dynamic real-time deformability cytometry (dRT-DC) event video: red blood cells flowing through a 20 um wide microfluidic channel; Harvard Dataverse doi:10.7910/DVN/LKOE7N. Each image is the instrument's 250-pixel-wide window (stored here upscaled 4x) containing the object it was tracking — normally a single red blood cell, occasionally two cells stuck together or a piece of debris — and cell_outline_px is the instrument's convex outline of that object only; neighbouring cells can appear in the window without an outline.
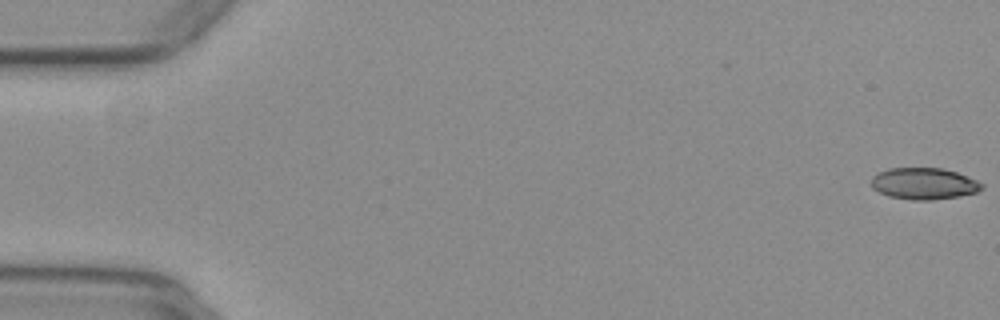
{"species": "common noctule bat (a hibernating species)", "species_latin": "Nyctalus noctula", "temperature_condition": "warm", "stored_images_in_passage": 53, "camera_frame_rate_fps": 3000, "um_per_image_px": 0.085, "animal": {"sex": "female", "body_mass_g": 29.2, "forearm_length_mm": 56.3}, "frame": {"image": 1, "passage_image": 1, "time_ms": 0.0, "image_size_px": [1000, 320], "cell_outline_px": [[984, 188], [976, 192], [960, 196], [932, 200], [912, 200], [888, 196], [872, 188], [872, 176], [876, 172], [888, 168], [944, 168], [956, 172], [976, 180], [984, 184]], "centroid_in_image_um": [78.52, 15.6], "position_along_channel_um": 6.5, "area_um2": 20.46}}
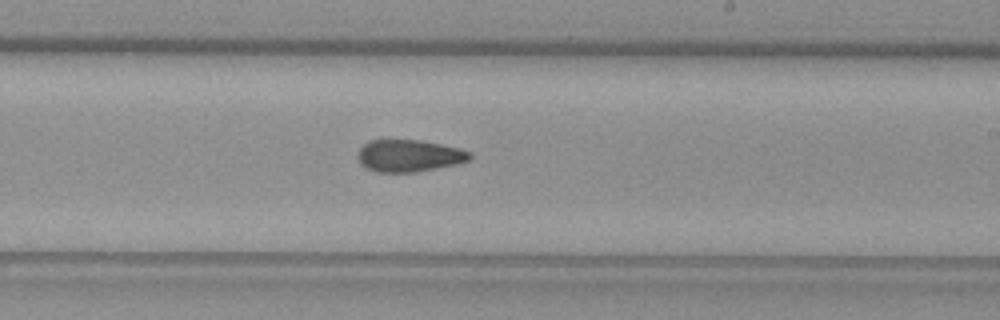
{"frame": {"image": 2, "passage_image": 32, "time_ms": 10.333, "image_size_px": [1000, 320], "cell_outline_px": [[472, 156], [468, 160], [456, 164], [416, 172], [376, 172], [360, 164], [356, 156], [360, 148], [368, 140], [420, 140], [460, 148], [472, 152]], "centroid_in_image_um": [34.75, 13.23], "position_along_channel_um": 254.2, "area_um2": 20.98}}
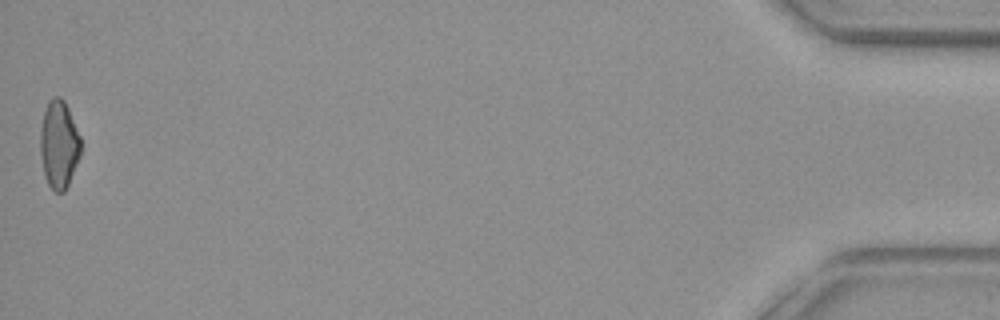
{"frame": {"image": 3, "passage_image": 53, "time_ms": 17.333, "image_size_px": [1000, 320], "cell_outline_px": [[80, 156], [68, 184], [64, 192], [56, 192], [48, 184], [44, 176], [40, 156], [40, 128], [44, 112], [48, 100], [52, 96], [60, 96], [64, 100], [68, 108], [80, 136]], "centroid_in_image_um": [4.99, 12.26], "position_along_channel_um": 430.2, "area_um2": 20.81}, "authors_computed_cell_mechanics": {"area_um2": 21.2126, "velocity_mm_per_s": 3.9704, "shape_relaxation_time_tau1_ms": null, "shape_relaxation_time_tau2_ms": 2.8497, "deformation_change_tau1": null, "deformation_change_tau2": 0.0956}}